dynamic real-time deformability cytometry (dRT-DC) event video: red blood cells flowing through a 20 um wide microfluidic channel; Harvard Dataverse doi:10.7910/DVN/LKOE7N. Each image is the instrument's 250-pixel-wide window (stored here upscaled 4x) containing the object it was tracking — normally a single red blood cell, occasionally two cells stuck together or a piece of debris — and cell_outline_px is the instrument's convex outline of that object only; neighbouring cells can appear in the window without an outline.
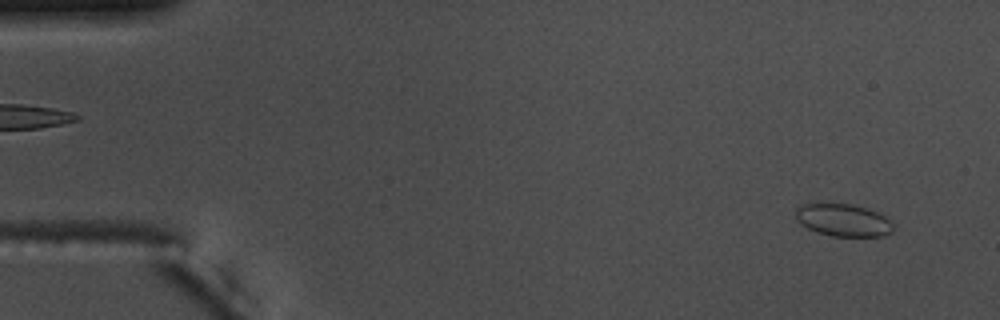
{"species": "common noctule bat (a hibernating species)", "species_latin": "Nyctalus noctula", "temperature_condition": "warm", "stored_images_in_passage": 54, "camera_frame_rate_fps": 3000, "um_per_image_px": 0.085, "animal": {"sex": "male", "body_mass_g": 17.5, "forearm_length_mm": 52.3}, "frame": {"image": 1, "passage_image": 3, "time_ms": 0.667, "image_size_px": [1000, 320], "cell_outline_px": [[896, 224], [892, 232], [884, 236], [832, 236], [816, 232], [800, 224], [796, 220], [796, 208], [800, 204], [824, 200], [852, 204], [868, 208], [888, 216]], "centroid_in_image_um": [71.68, 18.66], "position_along_channel_um": 13.3, "area_um2": 19.59}}
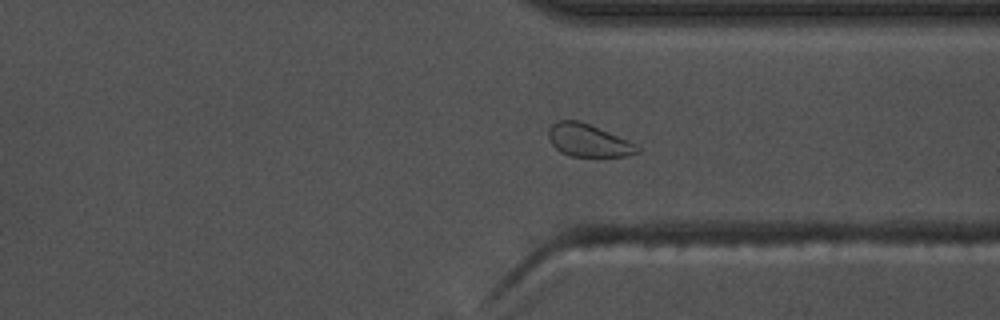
{"frame": {"image": 2, "passage_image": 41, "time_ms": 13.333, "image_size_px": [1000, 320], "cell_outline_px": [[640, 152], [624, 156], [572, 156], [560, 152], [552, 144], [548, 136], [548, 132], [552, 124], [556, 120], [580, 120], [628, 140], [640, 148]], "centroid_in_image_um": [49.98, 11.92], "position_along_channel_um": 361.4, "area_um2": 16.76}}
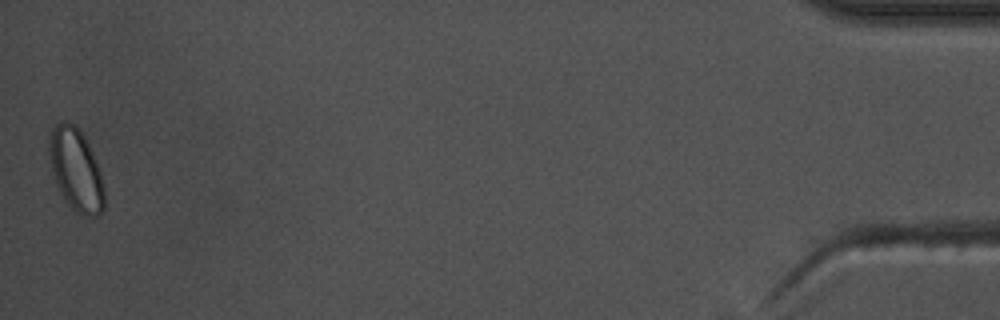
{"frame": {"image": 3, "passage_image": 54, "time_ms": 17.667, "image_size_px": [1000, 320], "cell_outline_px": [[104, 208], [100, 216], [84, 216], [76, 212], [68, 204], [60, 192], [56, 184], [52, 172], [48, 152], [48, 140], [52, 128], [56, 124], [64, 120], [72, 124], [84, 136], [88, 144], [100, 172], [104, 188]], "centroid_in_image_um": [6.44, 14.46], "position_along_channel_um": 428.8, "area_um2": 26.36}}